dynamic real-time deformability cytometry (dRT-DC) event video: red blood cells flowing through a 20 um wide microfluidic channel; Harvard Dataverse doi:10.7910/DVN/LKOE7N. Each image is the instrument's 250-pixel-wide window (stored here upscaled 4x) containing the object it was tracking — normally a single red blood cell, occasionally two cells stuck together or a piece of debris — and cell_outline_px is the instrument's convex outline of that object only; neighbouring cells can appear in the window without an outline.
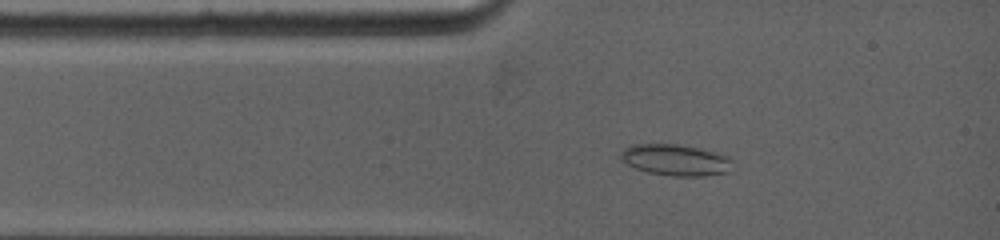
{"species": "common noctule bat (a hibernating species)", "species_latin": "Nyctalus noctula", "temperature_condition": "warm", "stored_images_in_passage": 3, "camera_frame_rate_fps": 5000, "um_per_image_px": 0.085, "animal": {"sex": "female", "body_mass_g": 19.0, "forearm_length_mm": 53.3}, "frame": {"image": 1, "passage_image": 2, "time_ms": 1.2, "image_size_px": [1000, 240], "cell_outline_px": [[732, 160], [724, 172], [704, 176], [672, 176], [648, 172], [636, 168], [620, 160], [620, 152], [624, 148], [632, 144], [676, 144], [724, 152]], "centroid_in_image_um": [57.4, 13.57], "position_along_channel_um": 27.6, "area_um2": 20.4}}